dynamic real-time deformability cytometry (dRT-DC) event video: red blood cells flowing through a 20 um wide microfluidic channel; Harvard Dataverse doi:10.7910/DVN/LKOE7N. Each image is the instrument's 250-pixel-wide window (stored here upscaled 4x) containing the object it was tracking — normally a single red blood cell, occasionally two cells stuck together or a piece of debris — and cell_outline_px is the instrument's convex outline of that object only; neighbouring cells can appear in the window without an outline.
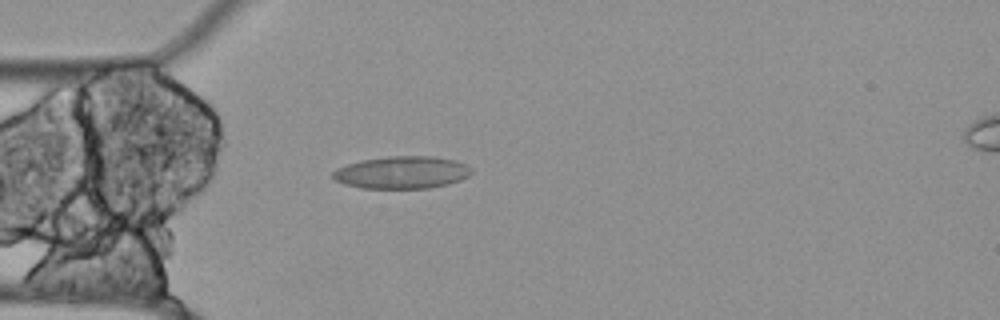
{"species": "Egyptian fruit bat (a non-hibernating species)", "species_latin": "Rousettus aegyptiacus", "temperature_condition": "cold", "stored_images_in_passage": 55, "camera_frame_rate_fps": 3000, "um_per_image_px": 0.085, "animal": {"sex": "female"}, "frame": {"image": 1, "passage_image": 15, "time_ms": 4.667, "image_size_px": [1000, 320], "cell_outline_px": [[472, 172], [468, 176], [460, 180], [448, 184], [428, 188], [360, 188], [344, 184], [336, 180], [332, 176], [332, 172], [336, 168], [360, 160], [388, 156], [432, 156], [456, 160], [472, 168]], "centroid_in_image_um": [34.15, 14.65], "position_along_channel_um": 50.8, "area_um2": 26.24}}
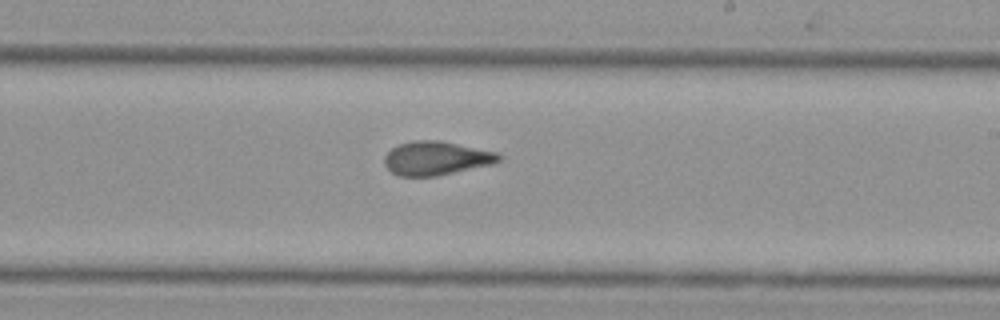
{"frame": {"image": 2, "passage_image": 32, "time_ms": 10.333, "image_size_px": [1000, 320], "cell_outline_px": [[504, 156], [496, 164], [436, 176], [396, 176], [384, 164], [384, 156], [392, 148], [400, 144], [412, 140], [440, 140], [500, 152]], "centroid_in_image_um": [37.15, 13.45], "position_along_channel_um": 251.9, "area_um2": 22.95}}
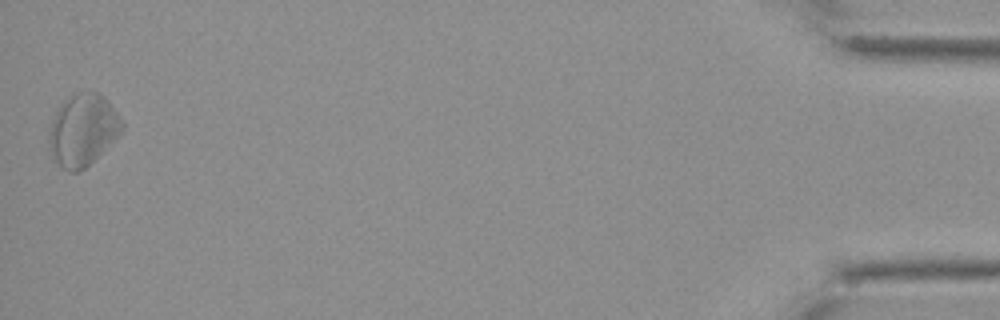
{"frame": {"image": 3, "passage_image": 55, "time_ms": 18.0, "image_size_px": [1000, 320], "cell_outline_px": [[124, 128], [84, 168], [76, 172], [68, 172], [56, 160], [48, 144], [48, 132], [56, 108], [68, 96], [76, 92], [100, 92], [108, 100], [124, 124]], "centroid_in_image_um": [7.01, 10.99], "position_along_channel_um": 428.2, "area_um2": 30.06}, "authors_computed_cell_mechanics": {"area_um2": 25.0852, "velocity_mm_per_s": 3.4977, "shape_relaxation_time_tau1_ms": null, "shape_relaxation_time_tau2_ms": 5.497, "deformation_change_tau1": null, "deformation_change_tau2": 0.0782}}